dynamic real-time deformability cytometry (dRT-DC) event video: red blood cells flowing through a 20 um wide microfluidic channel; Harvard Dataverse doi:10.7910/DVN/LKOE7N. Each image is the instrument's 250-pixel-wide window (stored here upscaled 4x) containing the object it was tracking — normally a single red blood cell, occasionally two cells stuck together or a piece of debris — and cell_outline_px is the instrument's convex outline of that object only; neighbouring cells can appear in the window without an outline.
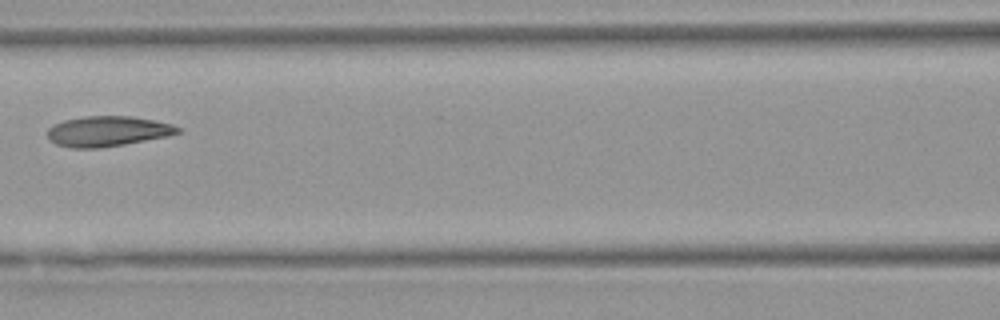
{"species": "Egyptian fruit bat (a non-hibernating species)", "species_latin": "Rousettus aegyptiacus", "temperature_condition": "warm", "stored_images_in_passage": 6, "camera_frame_rate_fps": 3000, "um_per_image_px": 0.085, "animal": {"sex": "female"}, "frame": {"image": 1, "passage_image": 6, "time_ms": 5.667, "image_size_px": [1000, 320], "cell_outline_px": [[180, 132], [168, 136], [124, 144], [100, 148], [72, 148], [56, 144], [48, 140], [48, 128], [52, 124], [64, 120], [84, 116], [132, 116], [172, 124], [180, 128]], "centroid_in_image_um": [9.11, 11.15], "position_along_channel_um": 157.5, "area_um2": 23.0}}